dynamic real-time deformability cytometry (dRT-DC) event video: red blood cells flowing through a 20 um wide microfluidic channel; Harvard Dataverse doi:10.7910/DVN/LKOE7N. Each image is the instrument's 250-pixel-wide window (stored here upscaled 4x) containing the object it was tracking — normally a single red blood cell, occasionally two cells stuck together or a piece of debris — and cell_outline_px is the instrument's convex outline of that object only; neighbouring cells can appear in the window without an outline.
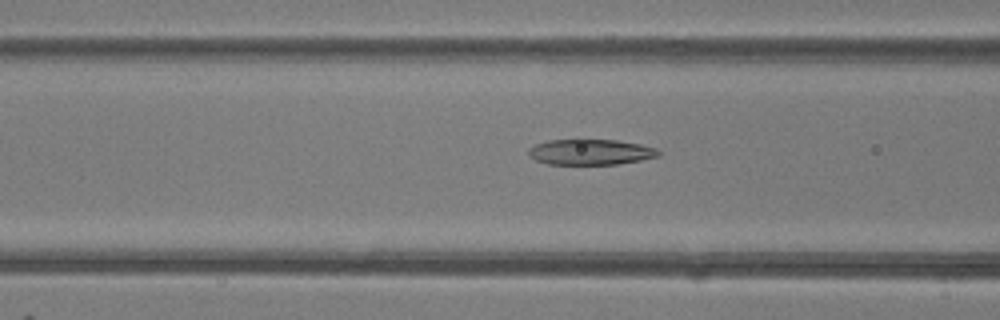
{"species": "common noctule bat (a hibernating species)", "species_latin": "Nyctalus noctula", "temperature_condition": "room temperature", "stored_images_in_passage": 48, "camera_frame_rate_fps": 3000, "um_per_image_px": 0.085, "animal": {"sex": "female"}, "frame": {"image": 1, "passage_image": 19, "time_ms": 6.0, "image_size_px": [1000, 320], "cell_outline_px": [[660, 156], [640, 160], [616, 164], [548, 164], [536, 160], [528, 156], [528, 148], [536, 144], [548, 140], [576, 136], [616, 140], [640, 144], [656, 148], [660, 152]], "centroid_in_image_um": [50.14, 12.87], "position_along_channel_um": 116.5, "area_um2": 20.29}}
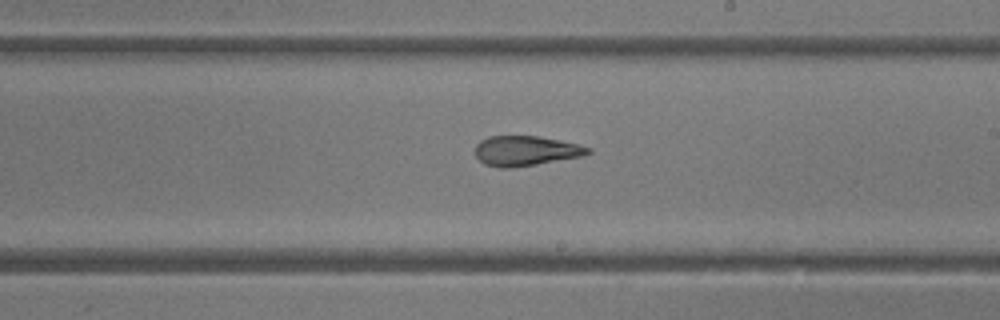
{"frame": {"image": 2, "passage_image": 28, "time_ms": 9.0, "image_size_px": [1000, 320], "cell_outline_px": [[592, 152], [584, 156], [536, 164], [508, 168], [500, 168], [484, 164], [476, 156], [476, 144], [480, 140], [488, 136], [536, 136], [576, 144], [592, 148]], "centroid_in_image_um": [44.67, 12.82], "position_along_channel_um": 244.3, "area_um2": 19.54}}
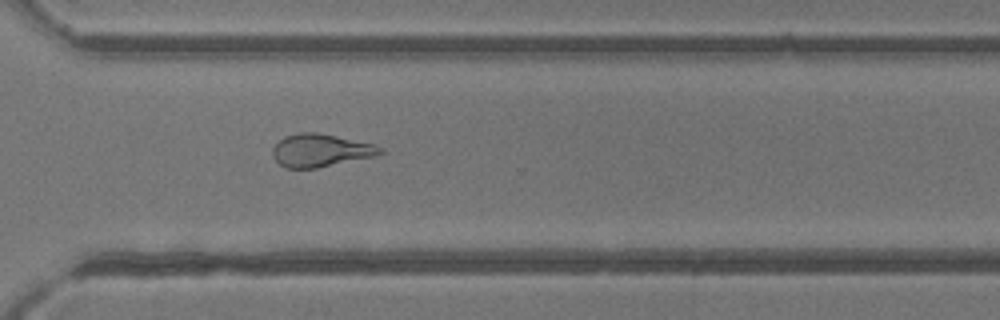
{"frame": {"image": 3, "passage_image": 35, "time_ms": 11.333, "image_size_px": [1000, 320], "cell_outline_px": [[384, 152], [376, 156], [316, 168], [284, 168], [272, 156], [272, 148], [284, 136], [296, 132], [316, 132], [376, 144], [384, 148]], "centroid_in_image_um": [27.26, 12.78], "position_along_channel_um": 343.3, "area_um2": 20.75}, "authors_computed_cell_mechanics": {"area_um2": 21.7906, "velocity_mm_per_s": 4.2571, "shape_relaxation_time_tau1_ms": 10.7578, "shape_relaxation_time_tau2_ms": 2.0159, "deformation_change_tau1": 0.2992, "deformation_change_tau2": 0.1081}}